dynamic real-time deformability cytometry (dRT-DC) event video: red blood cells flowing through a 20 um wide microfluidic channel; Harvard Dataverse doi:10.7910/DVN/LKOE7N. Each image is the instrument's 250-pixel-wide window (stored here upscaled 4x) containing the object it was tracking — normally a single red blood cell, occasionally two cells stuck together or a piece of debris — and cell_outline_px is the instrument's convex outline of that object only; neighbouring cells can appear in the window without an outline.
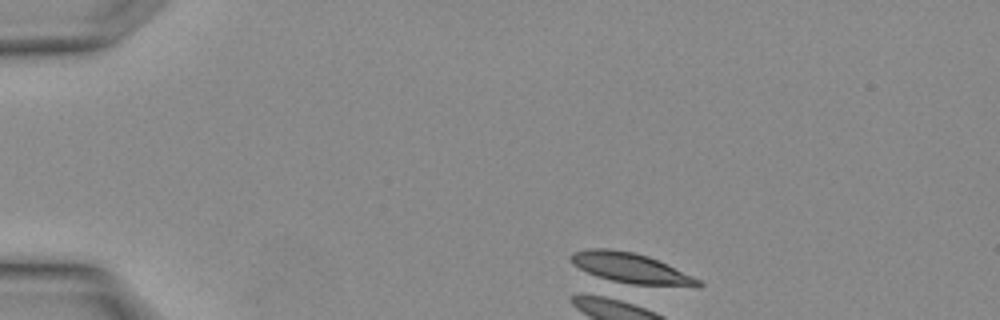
{"species": "Egyptian fruit bat (a non-hibernating species)", "species_latin": "Rousettus aegyptiacus", "temperature_condition": "warm", "stored_images_in_passage": 2, "camera_frame_rate_fps": 3000, "um_per_image_px": 0.085, "animal": {"sex": "female"}, "frame": {"image": 1, "passage_image": 1, "time_ms": 0.0, "image_size_px": [1000, 320], "cell_outline_px": [[704, 284], [700, 288], [620, 284], [604, 280], [572, 264], [568, 256], [572, 252], [588, 248], [608, 248], [632, 252], [648, 256], [692, 276], [700, 280]], "centroid_in_image_um": [53.62, 22.83], "position_along_channel_um": 31.4, "area_um2": 23.0}}